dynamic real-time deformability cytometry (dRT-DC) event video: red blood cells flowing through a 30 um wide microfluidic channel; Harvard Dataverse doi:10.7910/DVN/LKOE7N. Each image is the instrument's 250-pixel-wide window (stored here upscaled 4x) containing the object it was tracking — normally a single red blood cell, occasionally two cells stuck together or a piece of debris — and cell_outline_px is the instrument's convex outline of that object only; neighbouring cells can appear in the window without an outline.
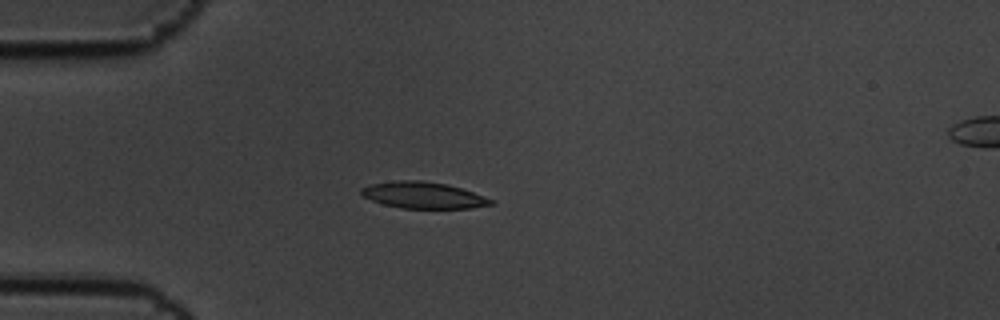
{"species": "common noctule bat (a hibernating species)", "species_latin": "Nyctalus noctula", "temperature_condition": "cold", "stored_images_in_passage": 5, "camera_frame_rate_fps": 3000, "um_per_image_px": 0.085, "animal": {"sex": "male", "body_mass_g": 19.5, "forearm_length_mm": 54.6}, "frame": {"image": 1, "passage_image": 4, "time_ms": 1.0, "image_size_px": [1000, 320], "cell_outline_px": [[496, 204], [472, 208], [400, 208], [384, 204], [372, 200], [364, 196], [360, 192], [360, 188], [372, 184], [396, 180], [420, 180], [448, 184], [472, 192], [492, 200]], "centroid_in_image_um": [35.97, 16.59], "position_along_channel_um": 49.0, "area_um2": 19.83}}